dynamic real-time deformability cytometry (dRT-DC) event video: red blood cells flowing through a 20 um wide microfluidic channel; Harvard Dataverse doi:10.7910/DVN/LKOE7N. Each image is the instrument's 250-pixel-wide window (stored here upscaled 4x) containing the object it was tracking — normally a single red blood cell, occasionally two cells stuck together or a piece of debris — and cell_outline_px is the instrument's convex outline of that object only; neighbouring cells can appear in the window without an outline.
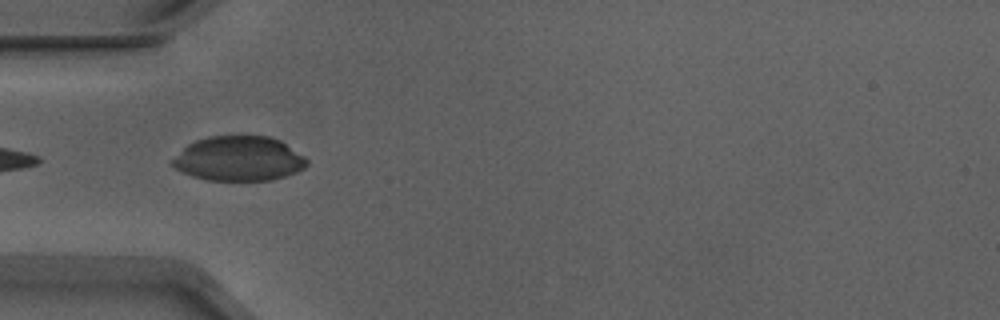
{"species": "Egyptian fruit bat (a non-hibernating species)", "species_latin": "Rousettus aegyptiacus", "temperature_condition": "warm", "stored_images_in_passage": 24, "camera_frame_rate_fps": 3000, "um_per_image_px": 0.085, "animal": {"sex": "male"}, "frame": {"image": 1, "passage_image": 1, "time_ms": 0.0, "image_size_px": [1000, 320], "cell_outline_px": [[308, 164], [304, 168], [296, 172], [272, 180], [208, 180], [192, 176], [168, 164], [168, 160], [188, 144], [196, 140], [208, 136], [268, 136], [280, 140], [304, 156], [308, 160]], "centroid_in_image_um": [20.26, 13.48], "position_along_channel_um": 64.7, "area_um2": 35.14}}